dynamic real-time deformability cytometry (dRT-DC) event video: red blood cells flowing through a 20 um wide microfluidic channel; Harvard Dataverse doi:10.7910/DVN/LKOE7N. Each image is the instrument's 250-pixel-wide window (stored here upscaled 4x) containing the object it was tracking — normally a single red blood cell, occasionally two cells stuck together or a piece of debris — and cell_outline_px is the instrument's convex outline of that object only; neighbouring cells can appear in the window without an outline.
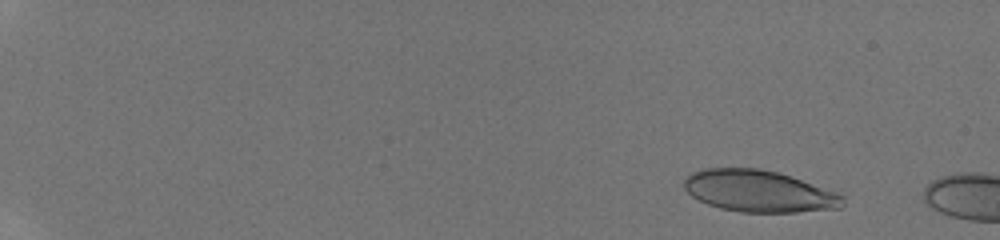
{"species": "human", "species_latin": "Homo sapiens", "temperature_condition": "room temperature", "stored_images_in_passage": 8, "camera_frame_rate_fps": 3000, "um_per_image_px": 0.085, "donor": {"sex": "male"}, "frame": {"image": 1, "passage_image": 4, "time_ms": 1.333, "image_size_px": [1000, 240], "cell_outline_px": [[844, 204], [840, 208], [796, 212], [740, 212], [720, 208], [708, 204], [692, 196], [684, 188], [684, 180], [692, 172], [704, 168], [760, 168], [776, 172], [840, 192], [844, 196]], "centroid_in_image_um": [64.53, 16.25], "position_along_channel_um": 20.5, "area_um2": 38.61}}